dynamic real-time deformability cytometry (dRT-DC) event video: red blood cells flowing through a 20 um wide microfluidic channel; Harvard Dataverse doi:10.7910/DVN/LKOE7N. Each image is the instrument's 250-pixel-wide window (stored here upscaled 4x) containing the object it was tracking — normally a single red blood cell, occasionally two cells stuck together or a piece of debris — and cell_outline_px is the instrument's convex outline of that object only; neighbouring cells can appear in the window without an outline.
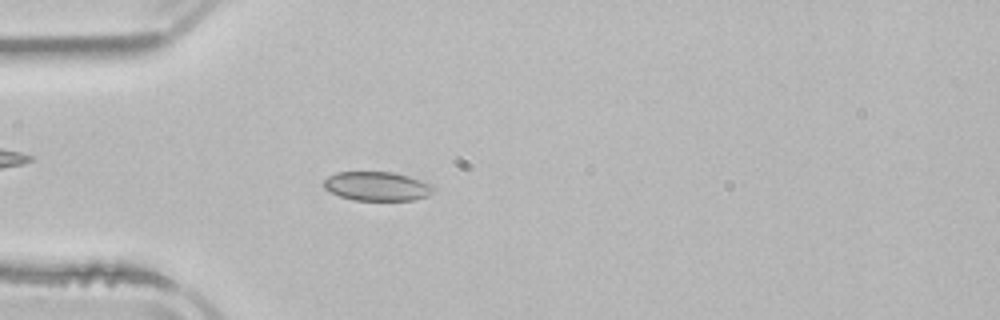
{"species": "common noctule bat (a hibernating species)", "species_latin": "Nyctalus noctula", "temperature_condition": "room temperature", "stored_images_in_passage": 5, "camera_frame_rate_fps": 3000, "um_per_image_px": 0.085, "animal": {"sex": "male", "body_mass_g": 21.5, "forearm_length_mm": 52.0}, "frame": {"image": 1, "passage_image": 5, "time_ms": 5.333, "image_size_px": [1000, 320], "cell_outline_px": [[436, 188], [428, 196], [412, 200], [352, 200], [340, 196], [324, 188], [324, 180], [328, 176], [336, 172], [392, 172], [408, 176], [436, 184]], "centroid_in_image_um": [32.1, 15.83], "position_along_channel_um": 52.9, "area_um2": 18.73}}